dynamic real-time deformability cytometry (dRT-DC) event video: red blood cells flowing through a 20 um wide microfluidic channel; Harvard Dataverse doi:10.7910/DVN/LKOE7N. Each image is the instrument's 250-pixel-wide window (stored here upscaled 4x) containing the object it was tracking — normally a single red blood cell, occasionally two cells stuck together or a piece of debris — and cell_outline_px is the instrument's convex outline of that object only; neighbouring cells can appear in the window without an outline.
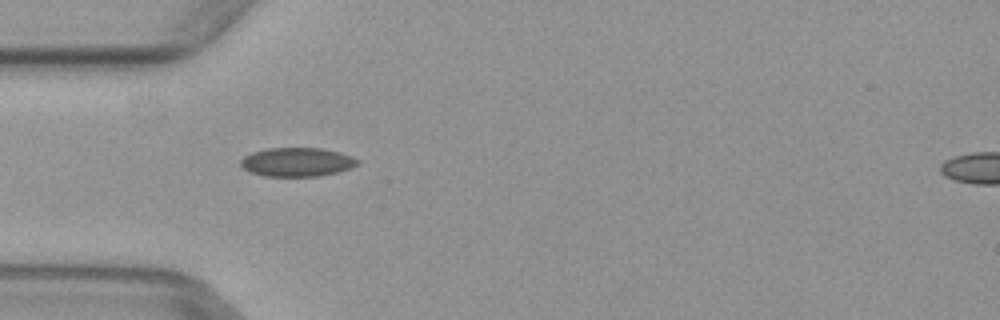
{"species": "common noctule bat (a hibernating species)", "species_latin": "Nyctalus noctula", "temperature_condition": "warm", "stored_images_in_passage": 5, "camera_frame_rate_fps": 3000, "um_per_image_px": 0.085, "animal": {"sex": "female", "body_mass_g": 29.2, "forearm_length_mm": 56.3}, "frame": {"image": 1, "passage_image": 3, "time_ms": 0.667, "image_size_px": [1000, 320], "cell_outline_px": [[360, 164], [336, 172], [320, 176], [264, 176], [248, 172], [240, 164], [240, 160], [244, 156], [252, 152], [268, 148], [320, 148], [340, 152], [352, 156], [360, 160]], "centroid_in_image_um": [25.24, 13.77], "position_along_channel_um": 59.8, "area_um2": 19.71}}
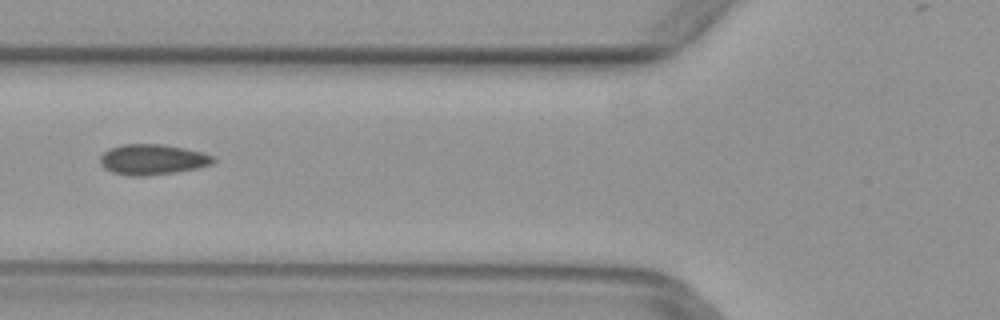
{"frame": {"image": 2, "passage_image": 4, "time_ms": 1.0, "image_size_px": [1000, 320], "cell_outline_px": [[216, 160], [212, 164], [200, 168], [176, 172], [148, 176], [128, 176], [112, 172], [104, 168], [100, 164], [100, 156], [108, 148], [120, 144], [164, 144], [204, 152], [216, 156]], "centroid_in_image_um": [12.99, 13.56], "position_along_channel_um": 112.8, "area_um2": 20.58}}
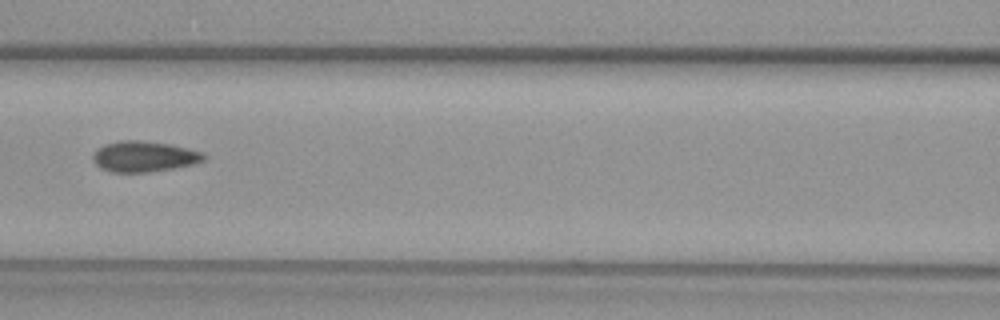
{"frame": {"image": 3, "passage_image": 5, "time_ms": 1.333, "image_size_px": [1000, 320], "cell_outline_px": [[208, 156], [204, 160], [192, 164], [172, 168], [144, 172], [112, 172], [100, 168], [92, 160], [92, 156], [96, 148], [104, 144], [120, 140], [140, 140], [168, 144], [188, 148], [204, 152]], "centroid_in_image_um": [12.22, 13.29], "position_along_channel_um": 154.4, "area_um2": 19.88}}